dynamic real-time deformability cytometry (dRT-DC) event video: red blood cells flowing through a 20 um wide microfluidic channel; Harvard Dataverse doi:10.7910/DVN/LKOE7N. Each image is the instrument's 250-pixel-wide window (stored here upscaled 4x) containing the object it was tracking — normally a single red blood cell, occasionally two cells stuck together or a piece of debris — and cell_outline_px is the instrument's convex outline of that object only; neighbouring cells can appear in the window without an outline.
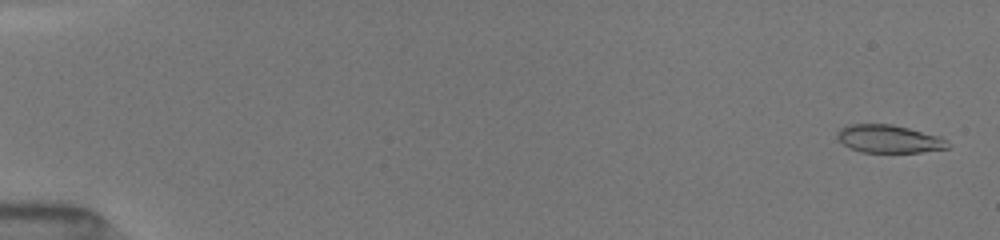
{"species": "common noctule bat (a hibernating species)", "species_latin": "Nyctalus noctula", "temperature_condition": "room temperature", "stored_images_in_passage": 67, "camera_frame_rate_fps": 3000, "um_per_image_px": 0.085, "animal": {"sex": "female", "body_mass_g": 19.5, "forearm_length_mm": 54.1}, "frame": {"image": 1, "passage_image": 2, "time_ms": 0.333, "image_size_px": [1000, 240], "cell_outline_px": [[948, 148], [920, 152], [860, 152], [848, 148], [836, 136], [836, 132], [840, 128], [848, 124], [892, 124], [940, 136], [948, 144]], "centroid_in_image_um": [75.5, 11.8], "position_along_channel_um": 9.5, "area_um2": 17.92}}
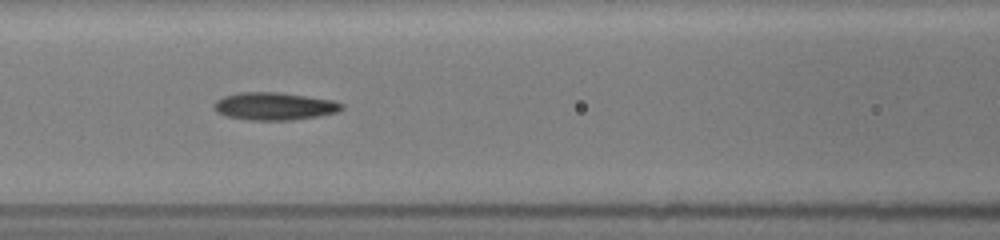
{"frame": {"image": 2, "passage_image": 26, "time_ms": 7.667, "image_size_px": [1000, 240], "cell_outline_px": [[344, 108], [336, 112], [320, 116], [292, 120], [248, 120], [224, 116], [216, 112], [212, 108], [212, 104], [216, 100], [224, 96], [240, 92], [280, 92], [332, 100], [344, 104]], "centroid_in_image_um": [23.27, 9.03], "position_along_channel_um": 143.3, "area_um2": 20.81}}
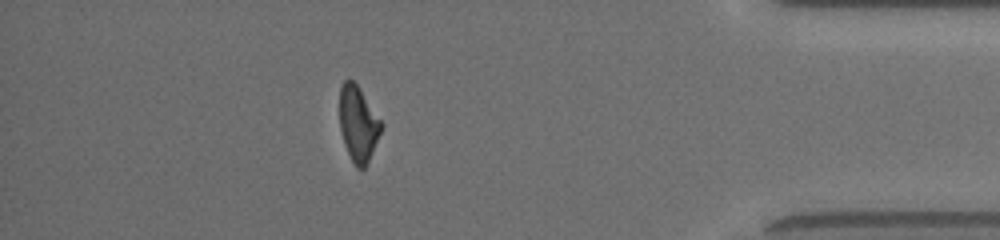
{"frame": {"image": 3, "passage_image": 58, "time_ms": 15.0, "image_size_px": [1000, 240], "cell_outline_px": [[384, 124], [368, 160], [364, 168], [356, 168], [344, 144], [340, 128], [340, 88], [344, 80], [352, 80], [356, 84]], "centroid_in_image_um": [30.44, 10.51], "position_along_channel_um": 404.8, "area_um2": 17.86}, "authors_computed_cell_mechanics": {"area_um2": 19.2474, "velocity_mm_per_s": 4.0609, "shape_relaxation_time_tau1_ms": 4.0439, "shape_relaxation_time_tau2_ms": 3.9046, "deformation_change_tau1": 0.1581, "deformation_change_tau2": 0.1187}}